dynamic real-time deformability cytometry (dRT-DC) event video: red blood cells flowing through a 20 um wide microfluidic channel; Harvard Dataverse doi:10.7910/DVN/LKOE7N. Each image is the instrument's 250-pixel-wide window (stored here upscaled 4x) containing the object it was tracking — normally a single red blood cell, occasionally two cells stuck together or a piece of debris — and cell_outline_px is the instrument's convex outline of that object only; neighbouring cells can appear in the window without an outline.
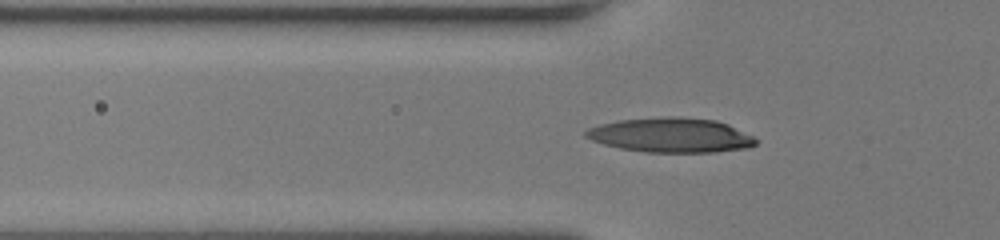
{"species": "human", "species_latin": "Homo sapiens", "temperature_condition": "room temperature", "stored_images_in_passage": 36, "camera_frame_rate_fps": 3000, "um_per_image_px": 0.085, "donor": {"sex": "female"}, "frame": {"image": 1, "passage_image": 9, "time_ms": 2.667, "image_size_px": [1000, 240], "cell_outline_px": [[760, 140], [756, 144], [748, 148], [716, 152], [644, 152], [620, 148], [604, 144], [592, 140], [584, 136], [584, 132], [588, 128], [600, 124], [620, 120], [672, 116], [676, 116], [716, 120], [728, 124]], "centroid_in_image_um": [57.05, 11.49], "position_along_channel_um": 68.8, "area_um2": 34.28}}
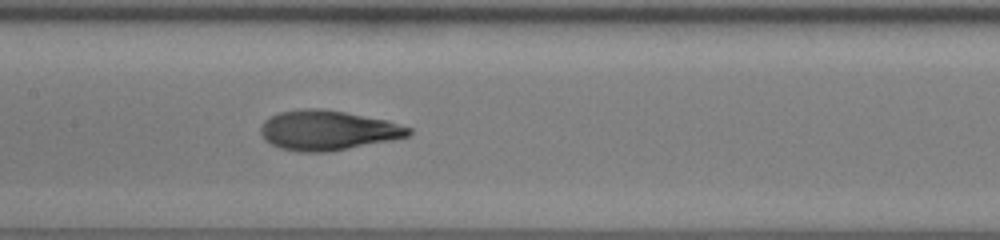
{"frame": {"image": 2, "passage_image": 17, "time_ms": 5.333, "image_size_px": [1000, 240], "cell_outline_px": [[412, 132], [408, 136], [392, 140], [328, 152], [300, 152], [280, 148], [264, 140], [260, 132], [260, 124], [268, 116], [280, 112], [304, 108], [320, 108], [344, 112], [388, 120], [412, 128]], "centroid_in_image_um": [27.83, 11.07], "position_along_channel_um": 179.6, "area_um2": 34.51}}
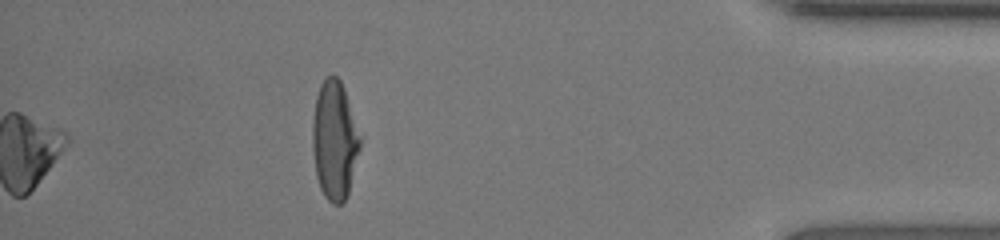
{"frame": {"image": 3, "passage_image": 36, "time_ms": 11.667, "image_size_px": [1000, 240], "cell_outline_px": [[360, 148], [348, 196], [340, 204], [332, 204], [324, 196], [320, 188], [316, 176], [312, 148], [312, 120], [316, 96], [320, 84], [324, 76], [332, 72], [340, 80], [344, 88], [360, 136]], "centroid_in_image_um": [28.41, 11.91], "position_along_channel_um": 406.8, "area_um2": 33.23}, "authors_computed_cell_mechanics": {"area_um2": 33.1772, "velocity_mm_per_s": 4.2526, "shape_relaxation_time_tau1_ms": 4.775, "shape_relaxation_time_tau2_ms": 1.0266, "deformation_change_tau1": 0.2459, "deformation_change_tau2": 0.0737}}